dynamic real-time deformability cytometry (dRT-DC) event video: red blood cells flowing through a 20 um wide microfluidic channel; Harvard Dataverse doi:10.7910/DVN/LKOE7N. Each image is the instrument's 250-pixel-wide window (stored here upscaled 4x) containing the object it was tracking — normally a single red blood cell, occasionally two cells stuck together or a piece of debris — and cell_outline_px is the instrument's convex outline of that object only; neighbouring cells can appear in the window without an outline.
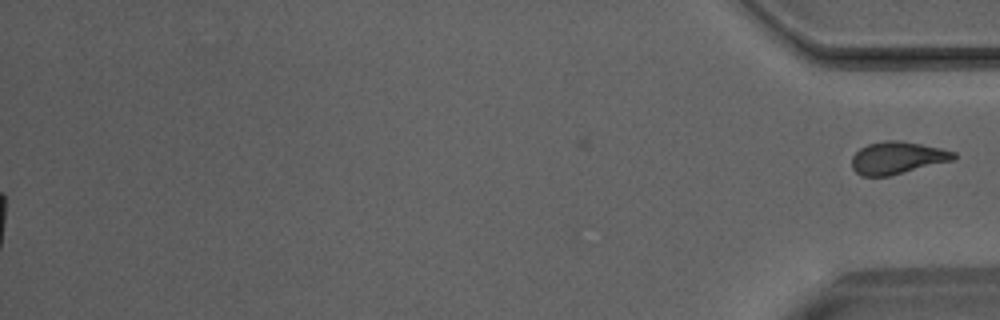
{"species": "Egyptian fruit bat (a non-hibernating species)", "species_latin": "Rousettus aegyptiacus", "temperature_condition": "room temperature", "stored_images_in_passage": 40, "segment_of_instrument_passage": [2, 2], "camera_frame_rate_fps": 3000, "um_per_image_px": 0.085, "animal": {"sex": "male"}, "frame": {"image": 1, "passage_image": 40, "time_ms": 13.0, "image_size_px": [1000, 320], "cell_outline_px": [[956, 160], [888, 176], [860, 176], [852, 168], [852, 156], [860, 148], [868, 144], [884, 140], [900, 140], [940, 148], [956, 152]], "centroid_in_image_um": [76.28, 13.41], "position_along_channel_um": 358.9, "area_um2": 19.31}}